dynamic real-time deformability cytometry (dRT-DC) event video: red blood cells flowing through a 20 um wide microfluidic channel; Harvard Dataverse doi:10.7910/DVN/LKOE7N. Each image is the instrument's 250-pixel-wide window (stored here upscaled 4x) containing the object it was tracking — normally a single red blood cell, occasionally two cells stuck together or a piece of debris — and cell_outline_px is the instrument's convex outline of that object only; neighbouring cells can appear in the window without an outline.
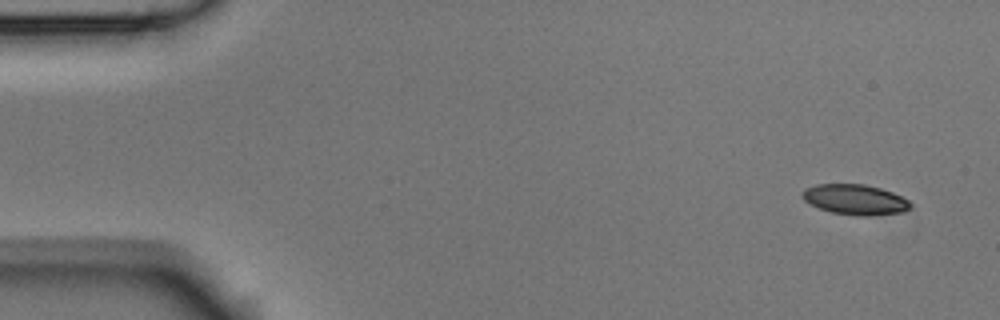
{"species": "Egyptian fruit bat (a non-hibernating species)", "species_latin": "Rousettus aegyptiacus", "temperature_condition": "room temperature", "stored_images_in_passage": 5, "camera_frame_rate_fps": 3000, "um_per_image_px": 0.085, "animal": {"sex": "male"}, "frame": {"image": 1, "passage_image": 1, "time_ms": 0.0, "image_size_px": [1000, 320], "cell_outline_px": [[912, 204], [904, 212], [868, 216], [856, 216], [832, 212], [808, 204], [800, 196], [800, 192], [804, 188], [816, 184], [864, 184], [880, 188], [892, 192], [908, 200]], "centroid_in_image_um": [72.63, 16.96], "position_along_channel_um": 12.4, "area_um2": 19.25}}
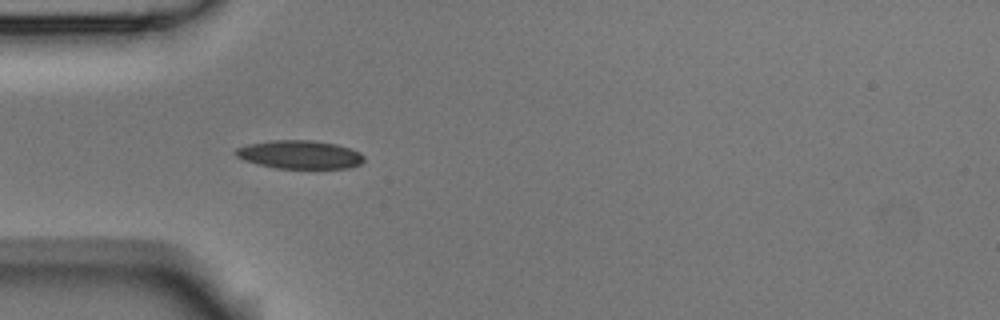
{"frame": {"image": 2, "passage_image": 4, "time_ms": 1.0, "image_size_px": [1000, 320], "cell_outline_px": [[364, 160], [360, 164], [348, 168], [276, 168], [244, 160], [236, 156], [236, 148], [248, 144], [272, 140], [312, 140], [336, 144], [360, 152], [364, 156]], "centroid_in_image_um": [25.49, 13.13], "position_along_channel_um": 59.5, "area_um2": 21.04}}
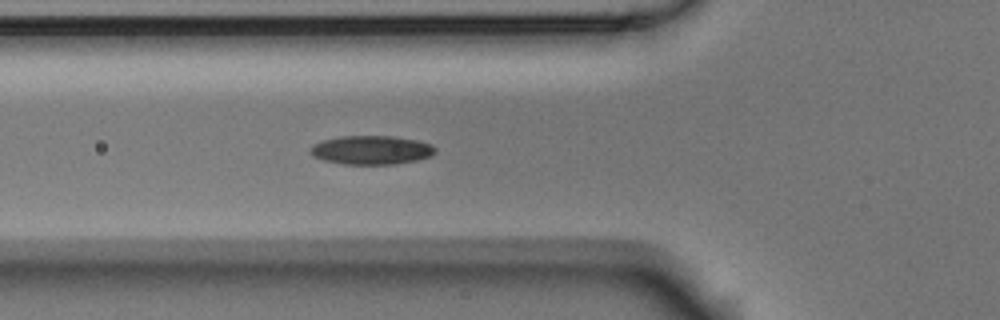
{"frame": {"image": 3, "passage_image": 5, "time_ms": 1.333, "image_size_px": [1000, 320], "cell_outline_px": [[436, 152], [432, 156], [416, 160], [396, 164], [344, 164], [324, 160], [312, 156], [308, 152], [312, 144], [324, 140], [340, 136], [392, 136], [416, 140], [432, 144], [436, 148]], "centroid_in_image_um": [31.56, 12.75], "position_along_channel_um": 94.2, "area_um2": 21.1}}